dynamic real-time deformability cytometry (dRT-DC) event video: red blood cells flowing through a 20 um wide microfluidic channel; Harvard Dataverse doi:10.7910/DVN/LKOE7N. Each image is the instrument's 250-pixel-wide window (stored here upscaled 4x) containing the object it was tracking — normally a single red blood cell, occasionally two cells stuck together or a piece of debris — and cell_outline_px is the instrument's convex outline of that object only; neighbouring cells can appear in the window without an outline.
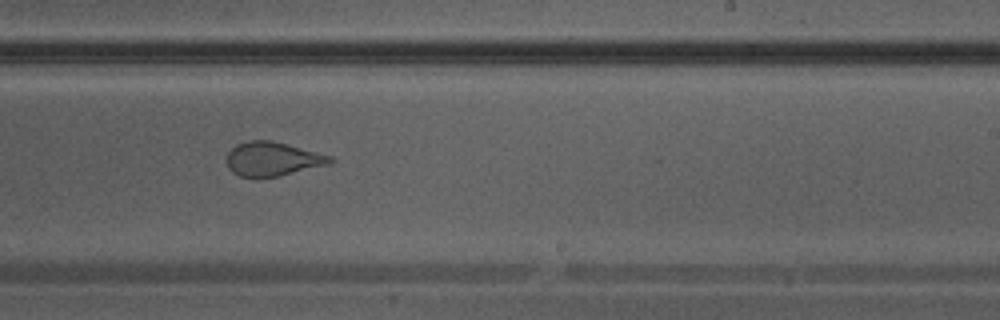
{"species": "Egyptian fruit bat (a non-hibernating species)", "species_latin": "Rousettus aegyptiacus", "temperature_condition": "warm", "stored_images_in_passage": 38, "camera_frame_rate_fps": 3000, "um_per_image_px": 0.085, "animal": {"sex": "male"}, "frame": {"image": 1, "passage_image": 22, "time_ms": 7.0, "image_size_px": [1000, 320], "cell_outline_px": [[336, 160], [328, 164], [276, 176], [240, 176], [232, 172], [228, 168], [224, 160], [228, 152], [236, 144], [248, 140], [272, 140], [332, 156]], "centroid_in_image_um": [23.12, 13.49], "position_along_channel_um": 265.9, "area_um2": 20.35}}
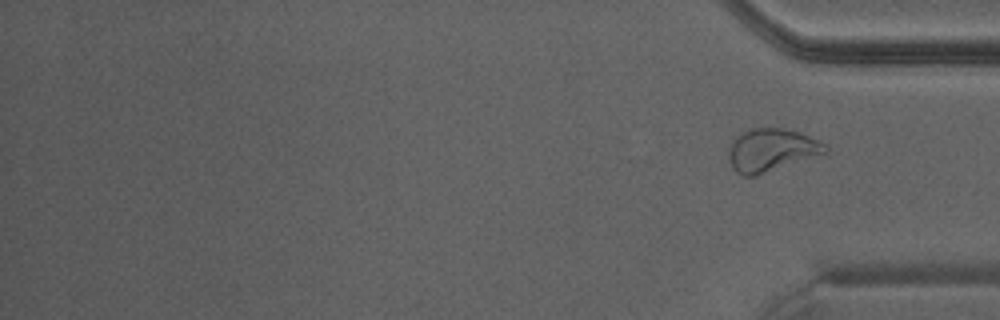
{"frame": {"image": 2, "passage_image": 38, "time_ms": 12.333, "image_size_px": [1000, 320], "cell_outline_px": [[828, 152], [752, 176], [744, 176], [736, 172], [732, 168], [728, 160], [728, 148], [732, 140], [736, 136], [752, 128], [784, 128], [820, 140], [828, 144]], "centroid_in_image_um": [65.54, 12.74], "position_along_channel_um": 369.7, "area_um2": 23.87}}